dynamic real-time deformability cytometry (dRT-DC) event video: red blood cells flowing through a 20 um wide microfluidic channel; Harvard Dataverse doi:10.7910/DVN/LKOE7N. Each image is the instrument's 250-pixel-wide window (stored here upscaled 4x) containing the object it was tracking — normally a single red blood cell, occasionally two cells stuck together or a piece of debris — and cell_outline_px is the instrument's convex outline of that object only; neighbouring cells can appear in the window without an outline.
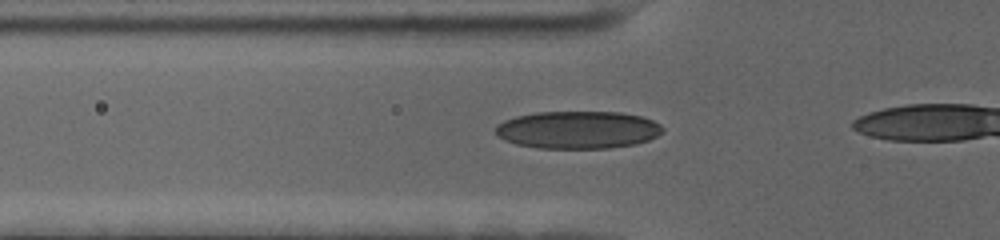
{"species": "human", "species_latin": "Homo sapiens", "temperature_condition": "cold", "stored_images_in_passage": 19, "camera_frame_rate_fps": 3000, "um_per_image_px": 0.085, "donor": {"sex": "female"}, "frame": {"image": 1, "passage_image": 13, "time_ms": 4.0, "image_size_px": [1000, 240], "cell_outline_px": [[664, 132], [648, 140], [636, 144], [608, 148], [540, 148], [516, 144], [504, 140], [496, 132], [496, 124], [504, 120], [516, 116], [536, 112], [620, 112], [640, 116], [652, 120], [660, 124], [664, 128]], "centroid_in_image_um": [49.13, 11.03], "position_along_channel_um": 76.7, "area_um2": 36.65}}
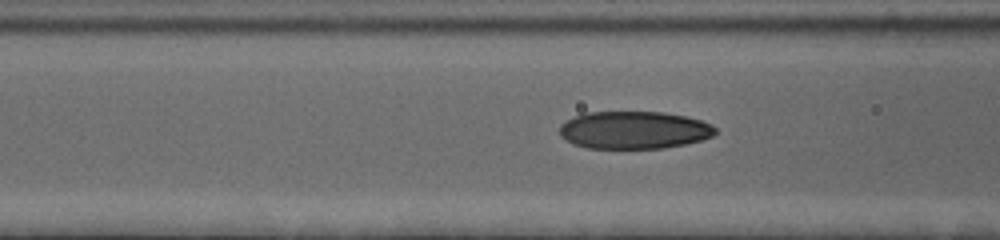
{"frame": {"image": 2, "passage_image": 16, "time_ms": 5.0, "image_size_px": [1000, 240], "cell_outline_px": [[716, 132], [712, 136], [700, 140], [684, 144], [664, 148], [588, 148], [572, 144], [560, 136], [560, 124], [584, 112], [664, 112], [688, 116], [712, 124], [716, 128]], "centroid_in_image_um": [53.89, 11.05], "position_along_channel_um": 112.7, "area_um2": 34.22}}